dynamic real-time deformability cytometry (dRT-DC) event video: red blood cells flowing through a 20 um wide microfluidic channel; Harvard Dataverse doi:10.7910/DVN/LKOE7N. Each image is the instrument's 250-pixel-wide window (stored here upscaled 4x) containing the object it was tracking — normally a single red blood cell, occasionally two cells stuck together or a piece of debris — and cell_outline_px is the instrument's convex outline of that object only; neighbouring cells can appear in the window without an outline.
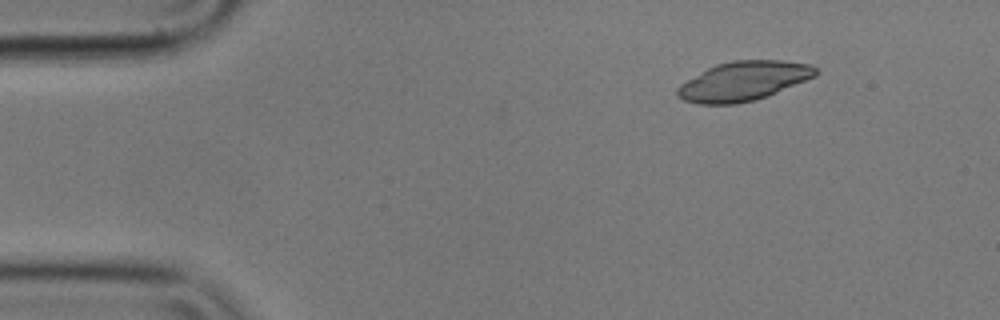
{"species": "common noctule bat (a hibernating species)", "species_latin": "Nyctalus noctula", "temperature_condition": "cold", "stored_images_in_passage": 3, "camera_frame_rate_fps": 3000, "um_per_image_px": 0.085, "animal": {"sex": "male", "body_mass_g": 17.9}, "frame": {"image": 1, "passage_image": 1, "time_ms": 0.0, "image_size_px": [1000, 320], "cell_outline_px": [[820, 72], [816, 76], [768, 96], [736, 104], [696, 104], [684, 100], [676, 96], [676, 88], [680, 84], [708, 68], [716, 64], [732, 60], [780, 60], [812, 64]], "centroid_in_image_um": [63.2, 6.89], "position_along_channel_um": 21.8, "area_um2": 31.73}}